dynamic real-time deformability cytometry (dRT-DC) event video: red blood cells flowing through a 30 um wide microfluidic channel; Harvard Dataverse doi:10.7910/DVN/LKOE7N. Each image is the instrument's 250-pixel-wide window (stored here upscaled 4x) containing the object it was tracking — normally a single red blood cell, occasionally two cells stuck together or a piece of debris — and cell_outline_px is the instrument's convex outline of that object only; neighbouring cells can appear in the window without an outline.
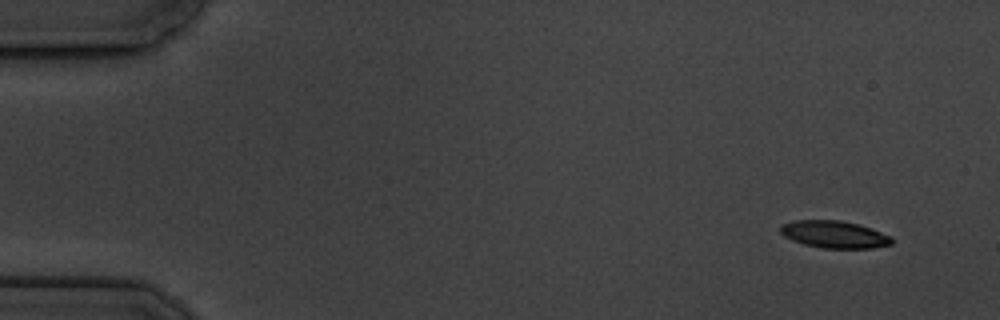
{"species": "common noctule bat (a hibernating species)", "species_latin": "Nyctalus noctula", "temperature_condition": "cold", "stored_images_in_passage": 6, "camera_frame_rate_fps": 3000, "um_per_image_px": 0.085, "animal": {"sex": "male", "body_mass_g": 19.5, "forearm_length_mm": 54.6}, "frame": {"image": 1, "passage_image": 1, "time_ms": 0.0, "image_size_px": [1000, 320], "cell_outline_px": [[892, 244], [872, 248], [824, 248], [804, 244], [792, 240], [784, 236], [780, 232], [780, 228], [784, 224], [796, 220], [840, 220], [872, 228], [892, 236]], "centroid_in_image_um": [70.94, 19.92], "position_along_channel_um": 14.1, "area_um2": 17.57}}